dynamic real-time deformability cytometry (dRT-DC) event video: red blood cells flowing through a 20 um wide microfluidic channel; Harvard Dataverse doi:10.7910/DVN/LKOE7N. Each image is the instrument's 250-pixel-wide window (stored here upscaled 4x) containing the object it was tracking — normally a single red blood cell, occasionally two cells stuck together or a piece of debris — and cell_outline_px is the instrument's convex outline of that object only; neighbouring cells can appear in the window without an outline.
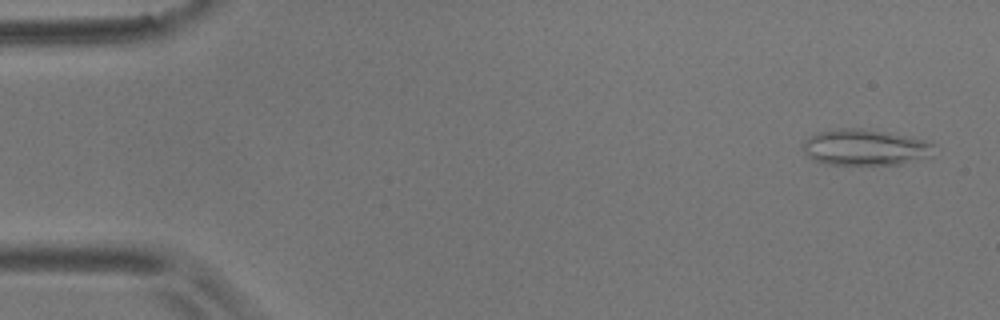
{"species": "common noctule bat (a hibernating species)", "species_latin": "Nyctalus noctula", "temperature_condition": "room temperature", "stored_images_in_passage": 27, "camera_frame_rate_fps": 3000, "um_per_image_px": 0.085, "animal": {"sex": "male", "body_mass_g": 17.9}, "frame": {"image": 1, "passage_image": 2, "time_ms": 0.333, "image_size_px": [1000, 320], "cell_outline_px": [[932, 156], [928, 160], [900, 164], [828, 164], [812, 160], [804, 152], [804, 140], [808, 136], [820, 132], [836, 128], [860, 128], [888, 132], [928, 140], [932, 144]], "centroid_in_image_um": [73.58, 12.53], "position_along_channel_um": 11.4, "area_um2": 27.86}}
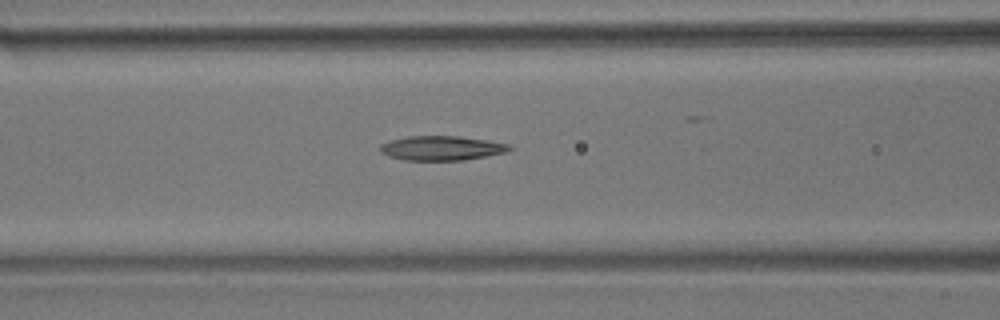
{"frame": {"image": 2, "passage_image": 22, "time_ms": 7.0, "image_size_px": [1000, 320], "cell_outline_px": [[516, 148], [508, 152], [488, 156], [464, 160], [404, 160], [388, 156], [380, 152], [380, 144], [392, 140], [408, 136], [460, 136], [508, 144]], "centroid_in_image_um": [37.57, 12.59], "position_along_channel_um": 129.0, "area_um2": 18.5}}
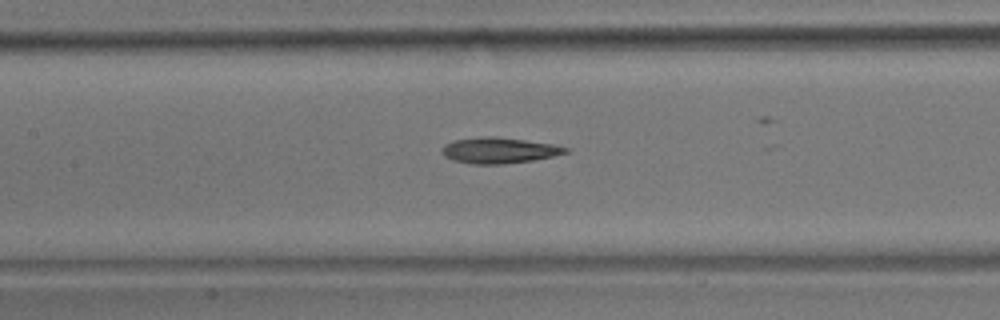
{"frame": {"image": 3, "passage_image": 25, "time_ms": 8.0, "image_size_px": [1000, 320], "cell_outline_px": [[568, 152], [552, 156], [532, 160], [504, 164], [472, 164], [452, 160], [444, 156], [440, 152], [440, 148], [444, 144], [456, 140], [484, 136], [492, 136], [524, 140], [552, 144], [568, 148]], "centroid_in_image_um": [42.35, 12.79], "position_along_channel_um": 165.1, "area_um2": 18.5}}